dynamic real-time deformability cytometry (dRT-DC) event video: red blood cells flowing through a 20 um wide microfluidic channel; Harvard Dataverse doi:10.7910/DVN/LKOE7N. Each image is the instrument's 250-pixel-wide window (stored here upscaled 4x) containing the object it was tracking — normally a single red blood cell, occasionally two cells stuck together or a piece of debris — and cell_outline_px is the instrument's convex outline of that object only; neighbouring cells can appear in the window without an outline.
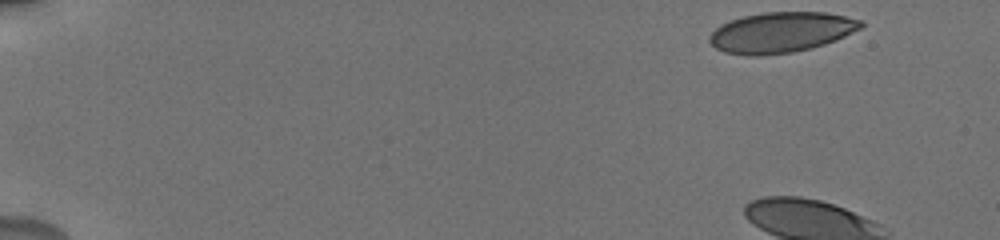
{"species": "human", "species_latin": "Homo sapiens", "temperature_condition": "cold", "stored_images_in_passage": 31, "camera_frame_rate_fps": 3000, "um_per_image_px": 0.085, "donor": {"sex": "male"}, "frame": {"image": 1, "passage_image": 1, "time_ms": 0.0, "image_size_px": [1000, 240], "cell_outline_px": [[864, 24], [860, 28], [836, 40], [812, 48], [792, 52], [760, 56], [748, 56], [724, 52], [716, 48], [708, 40], [708, 36], [720, 24], [744, 16], [764, 12], [824, 12], [864, 20]], "centroid_in_image_um": [66.38, 2.75], "position_along_channel_um": 18.6, "area_um2": 35.72}}